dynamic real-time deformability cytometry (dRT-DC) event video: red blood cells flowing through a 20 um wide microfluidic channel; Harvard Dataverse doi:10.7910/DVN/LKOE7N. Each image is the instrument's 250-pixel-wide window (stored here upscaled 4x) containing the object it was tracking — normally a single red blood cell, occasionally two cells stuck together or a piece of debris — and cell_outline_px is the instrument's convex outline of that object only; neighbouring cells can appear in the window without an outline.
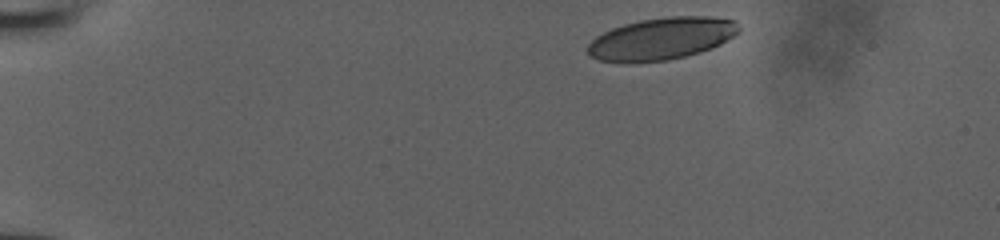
{"species": "human", "species_latin": "Homo sapiens", "temperature_condition": "room temperature", "stored_images_in_passage": 8, "camera_frame_rate_fps": 3000, "um_per_image_px": 0.085, "donor": {"sex": "male"}, "frame": {"image": 1, "passage_image": 1, "time_ms": 0.0, "image_size_px": [1000, 240], "cell_outline_px": [[740, 32], [720, 44], [700, 52], [668, 60], [628, 64], [624, 64], [600, 60], [588, 56], [588, 44], [596, 36], [612, 28], [624, 24], [640, 20], [668, 16], [708, 16], [732, 20], [740, 28]], "centroid_in_image_um": [56.18, 3.3], "position_along_channel_um": 28.8, "area_um2": 37.34}}
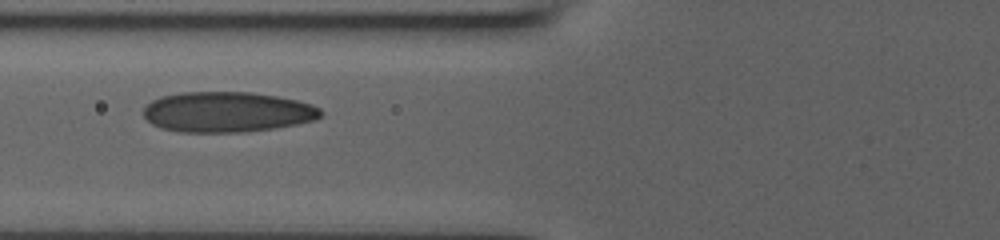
{"frame": {"image": 2, "passage_image": 5, "time_ms": 1.333, "image_size_px": [1000, 240], "cell_outline_px": [[324, 112], [316, 120], [276, 128], [244, 132], [180, 132], [160, 128], [152, 124], [144, 116], [144, 108], [152, 100], [160, 96], [180, 92], [252, 92], [276, 96], [296, 100], [312, 104], [320, 108]], "centroid_in_image_um": [19.32, 9.52], "position_along_channel_um": 106.5, "area_um2": 41.96}}
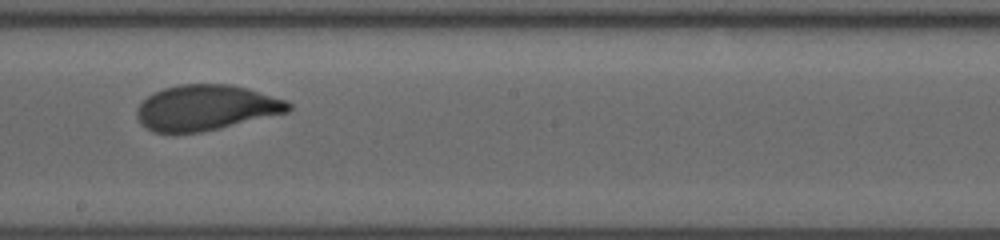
{"frame": {"image": 3, "passage_image": 8, "time_ms": 2.333, "image_size_px": [1000, 240], "cell_outline_px": [[292, 108], [288, 112], [220, 128], [200, 132], [152, 132], [140, 124], [136, 116], [136, 108], [148, 96], [164, 88], [180, 84], [232, 84], [248, 88], [288, 100], [292, 104]], "centroid_in_image_um": [17.53, 9.14], "position_along_channel_um": 230.7, "area_um2": 40.23}}